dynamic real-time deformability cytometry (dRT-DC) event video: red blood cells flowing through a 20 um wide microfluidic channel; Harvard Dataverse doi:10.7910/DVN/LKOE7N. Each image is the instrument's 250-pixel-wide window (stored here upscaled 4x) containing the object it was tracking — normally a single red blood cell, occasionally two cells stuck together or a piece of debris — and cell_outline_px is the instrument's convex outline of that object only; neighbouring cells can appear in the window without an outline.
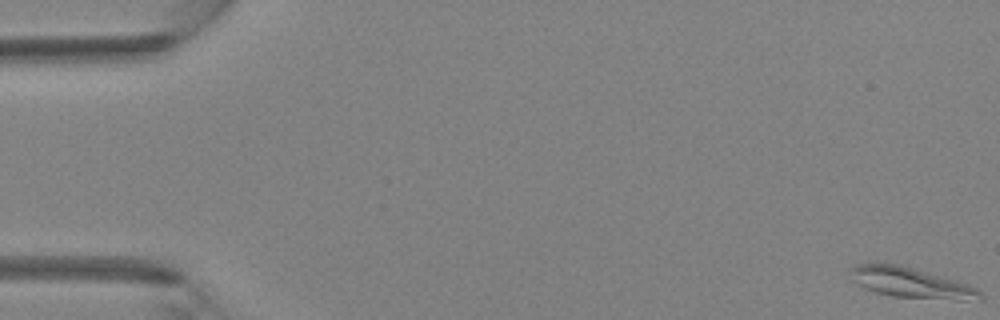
{"species": "Egyptian fruit bat (a non-hibernating species)", "species_latin": "Rousettus aegyptiacus", "temperature_condition": "room temperature", "stored_images_in_passage": 45, "camera_frame_rate_fps": 3000, "um_per_image_px": 0.085, "animal": {"sex": "female"}, "frame": {"image": 1, "passage_image": 1, "time_ms": 0.0, "image_size_px": [1000, 320], "cell_outline_px": [[984, 296], [980, 300], [956, 300], [892, 296], [876, 292], [864, 288], [856, 284], [852, 280], [848, 268], [856, 264], [900, 264], [956, 280], [968, 284], [976, 288]], "centroid_in_image_um": [77.42, 24.03], "position_along_channel_um": 7.6, "area_um2": 22.95}}
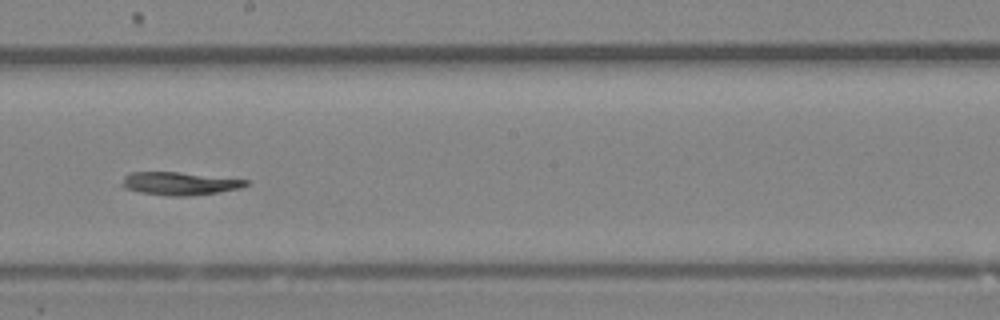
{"frame": {"image": 2, "passage_image": 26, "time_ms": 8.333, "image_size_px": [1000, 320], "cell_outline_px": [[248, 184], [240, 188], [216, 192], [188, 196], [168, 196], [140, 192], [124, 188], [124, 176], [128, 172], [176, 172], [248, 180]], "centroid_in_image_um": [15.24, 15.6], "position_along_channel_um": 233.0, "area_um2": 16.24}}
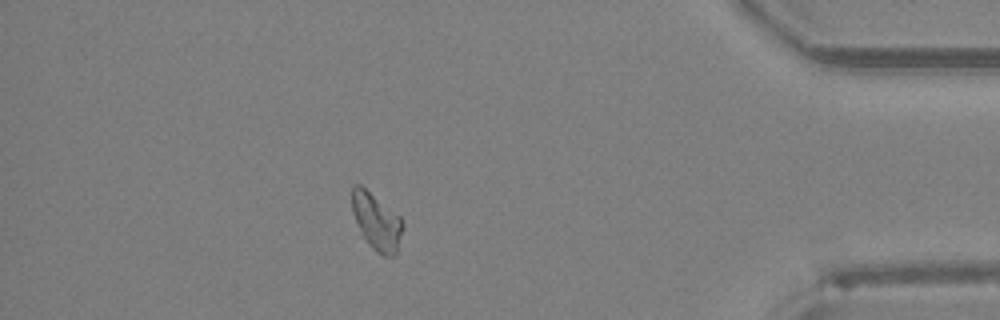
{"frame": {"image": 3, "passage_image": 40, "time_ms": 13.0, "image_size_px": [1000, 320], "cell_outline_px": [[404, 224], [396, 252], [392, 256], [384, 256], [376, 252], [372, 248], [364, 236], [352, 212], [352, 184], [360, 184], [400, 216]], "centroid_in_image_um": [32.01, 18.81], "position_along_channel_um": 403.2, "area_um2": 16.42}}